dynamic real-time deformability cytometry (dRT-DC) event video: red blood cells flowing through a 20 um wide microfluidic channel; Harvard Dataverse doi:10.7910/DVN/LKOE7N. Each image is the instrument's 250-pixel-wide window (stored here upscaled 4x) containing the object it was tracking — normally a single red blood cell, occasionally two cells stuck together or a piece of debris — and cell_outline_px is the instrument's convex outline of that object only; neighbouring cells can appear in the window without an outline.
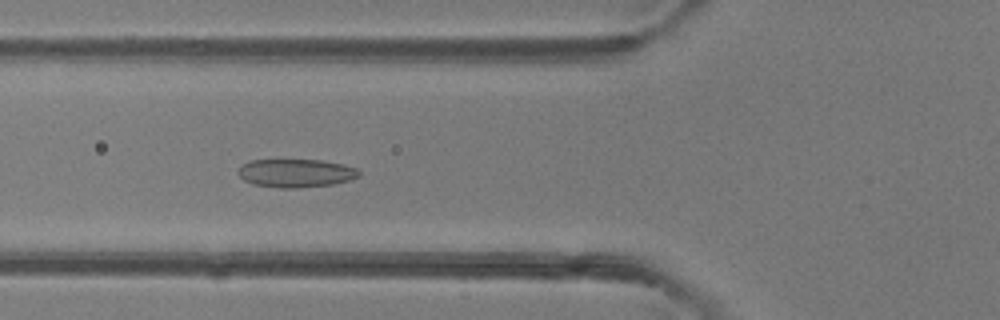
{"species": "common noctule bat (a hibernating species)", "species_latin": "Nyctalus noctula", "temperature_condition": "room temperature", "stored_images_in_passage": 35, "camera_frame_rate_fps": 3000, "um_per_image_px": 0.085, "animal": {"sex": "female"}, "frame": {"image": 1, "passage_image": 17, "time_ms": 5.333, "image_size_px": [1000, 320], "cell_outline_px": [[360, 176], [348, 180], [332, 184], [296, 188], [280, 188], [252, 184], [244, 180], [236, 172], [244, 164], [252, 160], [320, 160], [344, 164], [356, 168], [360, 172]], "centroid_in_image_um": [25.15, 14.71], "position_along_channel_um": 100.7, "area_um2": 19.83}}
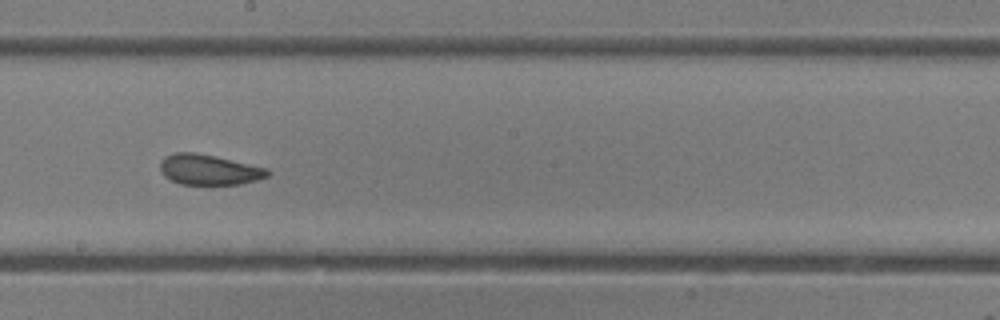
{"frame": {"image": 2, "passage_image": 26, "time_ms": 8.333, "image_size_px": [1000, 320], "cell_outline_px": [[268, 176], [256, 180], [240, 184], [180, 184], [164, 176], [160, 168], [160, 160], [164, 156], [176, 152], [192, 152], [212, 156], [268, 168]], "centroid_in_image_um": [17.72, 14.42], "position_along_channel_um": 230.5, "area_um2": 18.73}}
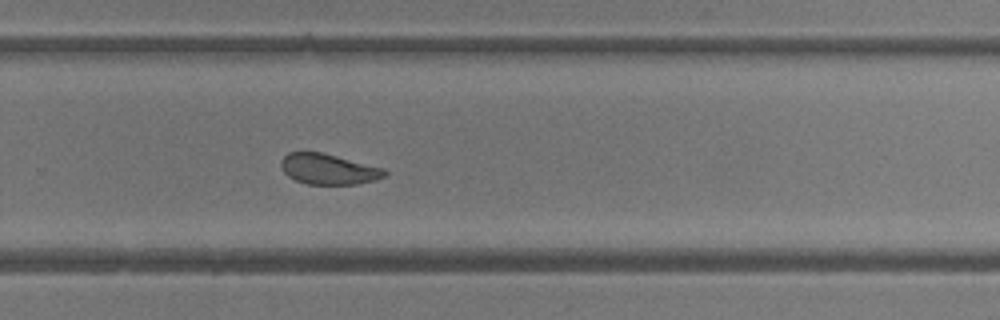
{"frame": {"image": 3, "passage_image": 31, "time_ms": 10.0, "image_size_px": [1000, 320], "cell_outline_px": [[388, 176], [376, 180], [356, 184], [308, 184], [296, 180], [288, 176], [284, 172], [280, 164], [280, 160], [288, 152], [320, 152], [384, 168], [388, 172]], "centroid_in_image_um": [27.94, 14.38], "position_along_channel_um": 301.9, "area_um2": 18.44}}